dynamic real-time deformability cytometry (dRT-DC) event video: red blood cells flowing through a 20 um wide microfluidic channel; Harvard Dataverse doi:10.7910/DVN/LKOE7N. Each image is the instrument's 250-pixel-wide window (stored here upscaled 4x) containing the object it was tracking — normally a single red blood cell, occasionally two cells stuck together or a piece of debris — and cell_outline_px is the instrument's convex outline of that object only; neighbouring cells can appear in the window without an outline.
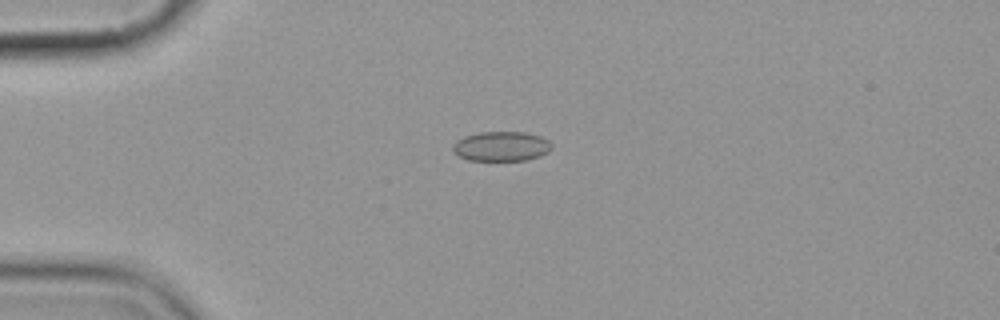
{"species": "common noctule bat (a hibernating species)", "species_latin": "Nyctalus noctula", "temperature_condition": "cold", "stored_images_in_passage": 4, "camera_frame_rate_fps": 3000, "um_per_image_px": 0.085, "animal": {"sex": "female", "body_mass_g": 19.9}, "frame": {"image": 1, "passage_image": 3, "time_ms": 2.333, "image_size_px": [1000, 320], "cell_outline_px": [[552, 148], [548, 152], [540, 156], [528, 160], [468, 160], [452, 152], [452, 144], [456, 140], [464, 136], [480, 132], [524, 132], [540, 136], [548, 140], [552, 144]], "centroid_in_image_um": [42.6, 12.43], "position_along_channel_um": 42.4, "area_um2": 17.22}}